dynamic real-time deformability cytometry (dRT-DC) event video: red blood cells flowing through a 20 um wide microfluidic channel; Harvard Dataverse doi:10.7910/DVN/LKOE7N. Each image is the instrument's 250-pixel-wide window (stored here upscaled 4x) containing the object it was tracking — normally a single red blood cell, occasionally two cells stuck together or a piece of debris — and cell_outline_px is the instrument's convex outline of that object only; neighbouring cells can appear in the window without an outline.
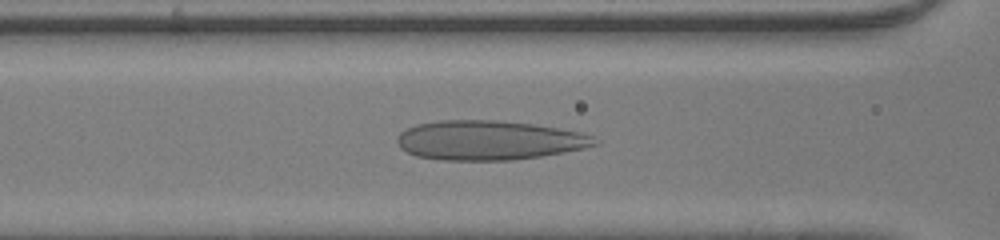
{"species": "human", "species_latin": "Homo sapiens", "temperature_condition": "room temperature", "stored_images_in_passage": 45, "camera_frame_rate_fps": 3000, "um_per_image_px": 0.085, "donor": {"sex": "male"}, "frame": {"image": 1, "passage_image": 20, "time_ms": 6.333, "image_size_px": [1000, 240], "cell_outline_px": [[600, 144], [584, 148], [564, 152], [540, 156], [512, 160], [440, 160], [416, 156], [400, 148], [396, 140], [396, 136], [400, 132], [416, 124], [440, 120], [496, 120], [532, 124], [560, 128], [580, 132], [592, 136], [600, 140]], "centroid_in_image_um": [41.56, 11.92], "position_along_channel_um": 125.0, "area_um2": 45.6}}
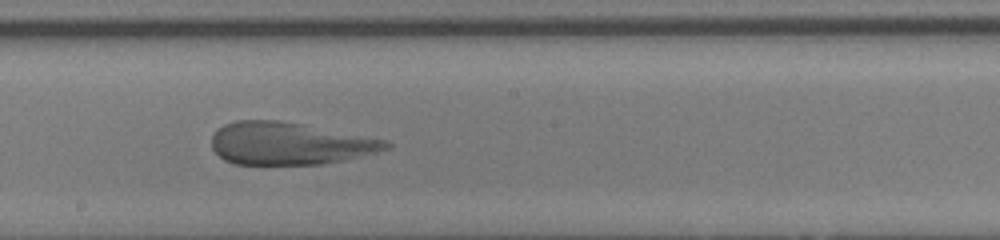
{"frame": {"image": 2, "passage_image": 27, "time_ms": 8.667, "image_size_px": [1000, 240], "cell_outline_px": [[392, 144], [388, 148], [376, 152], [340, 160], [320, 164], [236, 164], [224, 160], [212, 148], [212, 136], [224, 124], [236, 120], [276, 120], [300, 124], [388, 140]], "centroid_in_image_um": [24.57, 12.19], "position_along_channel_um": 223.6, "area_um2": 42.43}}
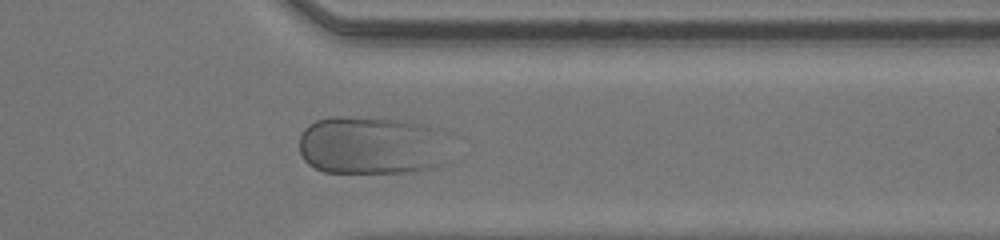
{"frame": {"image": 3, "passage_image": 38, "time_ms": 12.333, "image_size_px": [1000, 240], "cell_outline_px": [[440, 164], [432, 168], [404, 172], [324, 172], [308, 164], [304, 160], [300, 152], [300, 136], [304, 128], [308, 124], [316, 120], [332, 116], [344, 116], [408, 120], [424, 124], [436, 128]], "centroid_in_image_um": [31.37, 12.33], "position_along_channel_um": 380.0, "area_um2": 50.0}}